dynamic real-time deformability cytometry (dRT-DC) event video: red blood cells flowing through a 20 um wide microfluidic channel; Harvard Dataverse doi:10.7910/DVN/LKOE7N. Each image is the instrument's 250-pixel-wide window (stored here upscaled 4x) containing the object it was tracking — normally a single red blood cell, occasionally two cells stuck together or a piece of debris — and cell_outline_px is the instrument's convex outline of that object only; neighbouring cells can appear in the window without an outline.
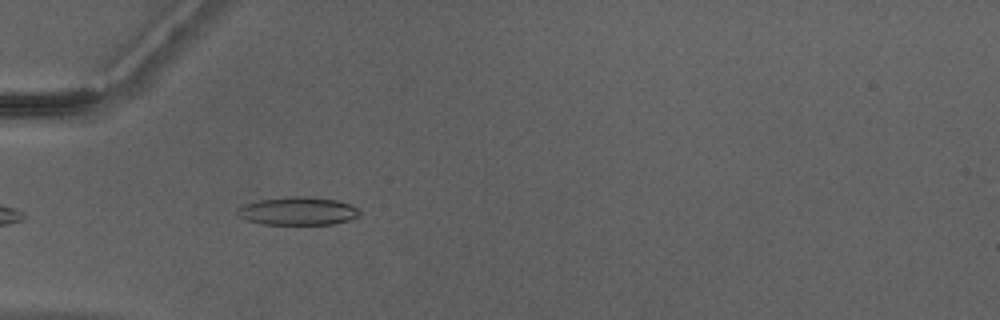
{"species": "Egyptian fruit bat (a non-hibernating species)", "species_latin": "Rousettus aegyptiacus", "temperature_condition": "warm", "stored_images_in_passage": 37, "camera_frame_rate_fps": 3000, "um_per_image_px": 0.085, "animal": {"sex": "male"}, "frame": {"image": 1, "passage_image": 4, "time_ms": 1.0, "image_size_px": [1000, 320], "cell_outline_px": [[360, 216], [348, 220], [332, 224], [264, 224], [248, 220], [240, 216], [236, 212], [236, 208], [244, 204], [260, 200], [284, 196], [312, 196], [336, 200], [348, 204], [356, 208], [360, 212]], "centroid_in_image_um": [25.3, 17.92], "position_along_channel_um": 59.7, "area_um2": 20.0}}
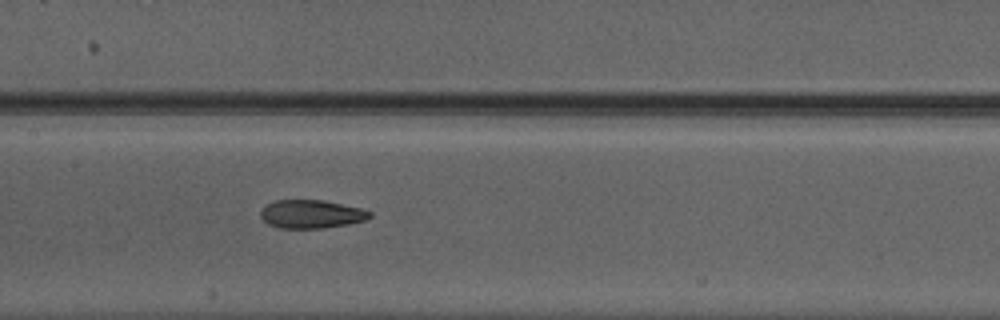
{"frame": {"image": 2, "passage_image": 13, "time_ms": 4.0, "image_size_px": [1000, 320], "cell_outline_px": [[372, 216], [364, 220], [348, 224], [324, 228], [276, 228], [268, 224], [260, 216], [260, 212], [268, 204], [276, 200], [320, 200], [360, 208], [372, 212]], "centroid_in_image_um": [26.45, 18.21], "position_along_channel_um": 181.0, "area_um2": 17.86}}
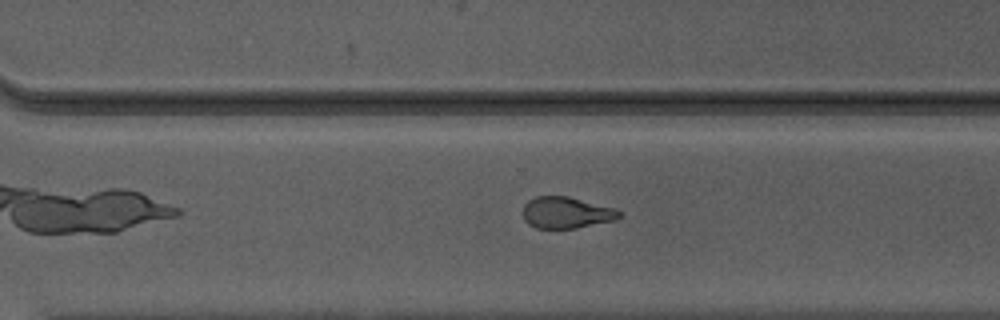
{"frame": {"image": 3, "passage_image": 23, "time_ms": 7.333, "image_size_px": [1000, 320], "cell_outline_px": [[620, 216], [616, 220], [576, 228], [536, 228], [528, 224], [524, 220], [524, 204], [528, 200], [536, 196], [568, 196], [612, 208], [620, 212]], "centroid_in_image_um": [48.1, 18.08], "position_along_channel_um": 322.5, "area_um2": 17.46}, "authors_computed_cell_mechanics": {"area_um2": 18.6694, "velocity_mm_per_s": 4.2646, "shape_relaxation_time_tau1_ms": 6.0342, "shape_relaxation_time_tau2_ms": 2.1663, "deformation_change_tau1": 0.2325, "deformation_change_tau2": 0.1123}}